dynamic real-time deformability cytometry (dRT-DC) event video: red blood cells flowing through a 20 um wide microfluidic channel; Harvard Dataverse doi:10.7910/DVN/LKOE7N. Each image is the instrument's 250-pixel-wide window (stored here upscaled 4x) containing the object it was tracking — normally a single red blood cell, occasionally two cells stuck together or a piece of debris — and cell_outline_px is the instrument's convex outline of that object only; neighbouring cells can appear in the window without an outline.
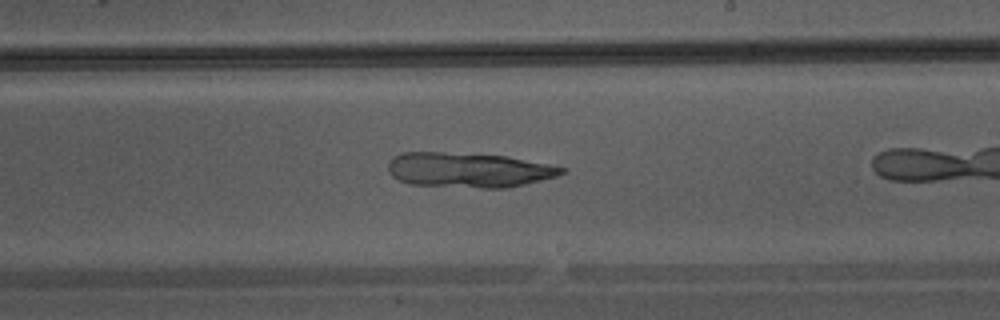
{"species": "Egyptian fruit bat (a non-hibernating species)", "species_latin": "Rousettus aegyptiacus", "temperature_condition": "warm", "stored_images_in_passage": 33, "camera_frame_rate_fps": 3000, "um_per_image_px": 0.085, "animal": {"sex": "male"}, "frame": {"image": 1, "passage_image": 24, "time_ms": 7.667, "image_size_px": [1000, 320], "cell_outline_px": [[568, 172], [556, 176], [508, 188], [480, 188], [412, 184], [400, 180], [392, 176], [388, 172], [388, 164], [400, 152], [444, 152], [504, 156], [548, 164], [568, 168]], "centroid_in_image_um": [39.85, 14.45], "position_along_channel_um": 249.2, "area_um2": 35.08}}